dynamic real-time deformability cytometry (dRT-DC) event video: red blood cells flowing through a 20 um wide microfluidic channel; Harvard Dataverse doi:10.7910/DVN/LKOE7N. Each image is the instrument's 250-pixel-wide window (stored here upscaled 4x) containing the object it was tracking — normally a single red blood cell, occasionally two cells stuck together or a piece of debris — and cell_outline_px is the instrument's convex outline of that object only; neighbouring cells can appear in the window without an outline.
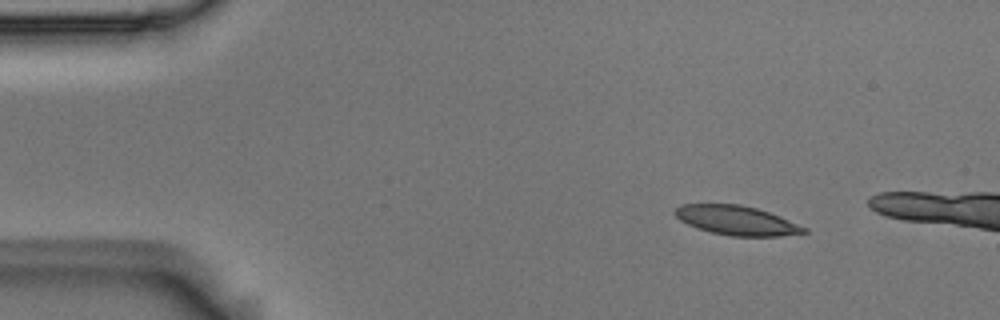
{"species": "Egyptian fruit bat (a non-hibernating species)", "species_latin": "Rousettus aegyptiacus", "temperature_condition": "room temperature", "stored_images_in_passage": 3, "camera_frame_rate_fps": 3000, "um_per_image_px": 0.085, "animal": {"sex": "male"}, "frame": {"image": 1, "passage_image": 1, "time_ms": 0.0, "image_size_px": [1000, 320], "cell_outline_px": [[808, 232], [780, 236], [732, 236], [712, 232], [696, 228], [680, 220], [672, 212], [680, 204], [740, 204], [756, 208], [780, 216], [808, 228]], "centroid_in_image_um": [62.61, 18.73], "position_along_channel_um": 22.4, "area_um2": 22.02}}